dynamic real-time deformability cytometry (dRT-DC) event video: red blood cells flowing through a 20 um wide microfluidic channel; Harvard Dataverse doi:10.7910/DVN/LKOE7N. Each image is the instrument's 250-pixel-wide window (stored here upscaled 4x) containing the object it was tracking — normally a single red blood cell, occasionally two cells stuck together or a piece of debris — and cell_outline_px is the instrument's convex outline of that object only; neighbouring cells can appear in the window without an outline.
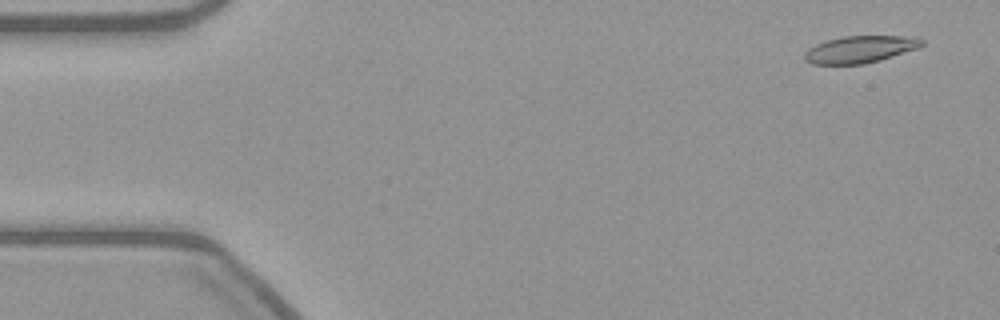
{"species": "common noctule bat (a hibernating species)", "species_latin": "Nyctalus noctula", "temperature_condition": "warm", "stored_images_in_passage": 55, "camera_frame_rate_fps": 3000, "um_per_image_px": 0.085, "animal": {"sex": "female", "body_mass_g": 21.9}, "frame": {"image": 1, "passage_image": 3, "time_ms": 0.667, "image_size_px": [1000, 320], "cell_outline_px": [[924, 44], [920, 48], [880, 60], [864, 64], [812, 64], [804, 60], [804, 52], [808, 48], [816, 44], [828, 40], [844, 36], [916, 36], [924, 40]], "centroid_in_image_um": [73.14, 4.19], "position_along_channel_um": 11.9, "area_um2": 18.67}}
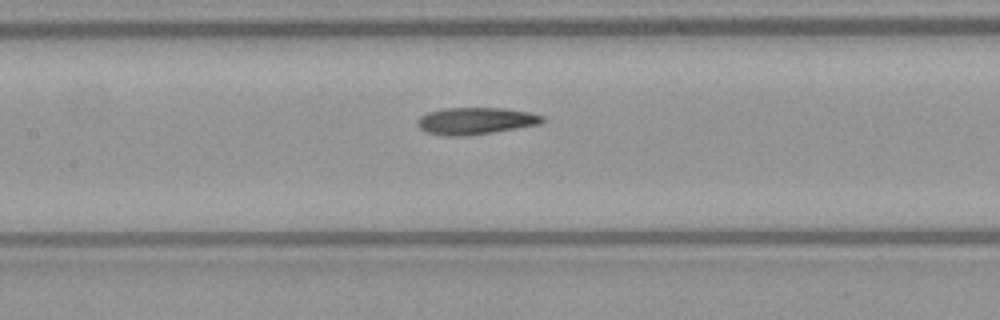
{"frame": {"image": 2, "passage_image": 25, "time_ms": 8.0, "image_size_px": [1000, 320], "cell_outline_px": [[544, 120], [540, 124], [468, 136], [448, 136], [424, 132], [416, 124], [416, 120], [420, 116], [428, 112], [444, 108], [504, 108], [532, 112], [544, 116]], "centroid_in_image_um": [40.4, 10.27], "position_along_channel_um": 167.0, "area_um2": 19.77}}
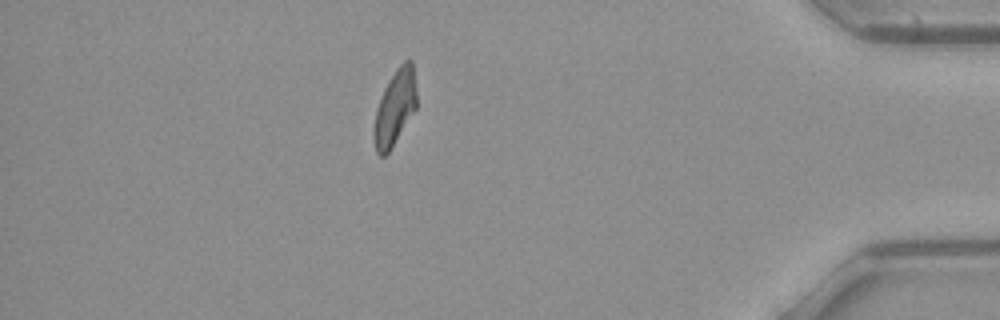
{"frame": {"image": 3, "passage_image": 48, "time_ms": 15.667, "image_size_px": [1000, 320], "cell_outline_px": [[416, 108], [392, 148], [384, 156], [380, 156], [376, 152], [372, 132], [376, 108], [384, 88], [388, 80], [396, 68], [404, 60], [412, 60], [416, 92]], "centroid_in_image_um": [33.54, 9.16], "position_along_channel_um": 401.7, "area_um2": 18.84}}